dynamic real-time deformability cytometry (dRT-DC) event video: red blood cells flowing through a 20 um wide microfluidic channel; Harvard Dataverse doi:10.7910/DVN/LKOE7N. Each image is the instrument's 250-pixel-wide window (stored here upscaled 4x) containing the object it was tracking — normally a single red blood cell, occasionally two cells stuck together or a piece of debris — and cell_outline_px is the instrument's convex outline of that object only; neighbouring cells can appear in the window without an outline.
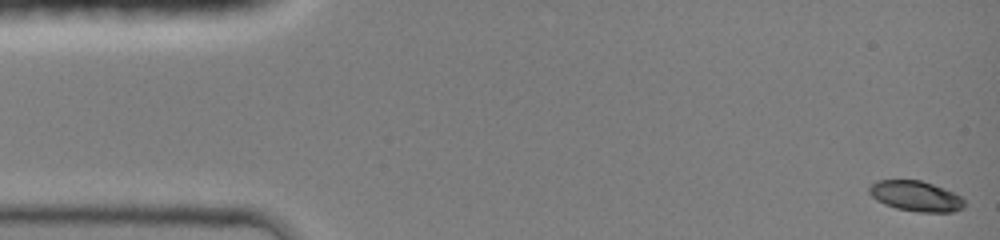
{"species": "common noctule bat (a hibernating species)", "species_latin": "Nyctalus noctula", "temperature_condition": "room temperature", "stored_images_in_passage": 45, "camera_frame_rate_fps": 3000, "um_per_image_px": 0.085, "animal": {"sex": "female", "body_mass_g": 19.0, "forearm_length_mm": 51.5}, "frame": {"image": 1, "passage_image": 1, "time_ms": 0.0, "image_size_px": [1000, 240], "cell_outline_px": [[964, 208], [952, 212], [920, 212], [896, 208], [884, 204], [876, 200], [868, 192], [868, 188], [872, 184], [880, 180], [920, 180], [932, 184], [952, 192], [960, 196], [964, 200]], "centroid_in_image_um": [77.83, 16.67], "position_along_channel_um": 7.2, "area_um2": 16.7}}
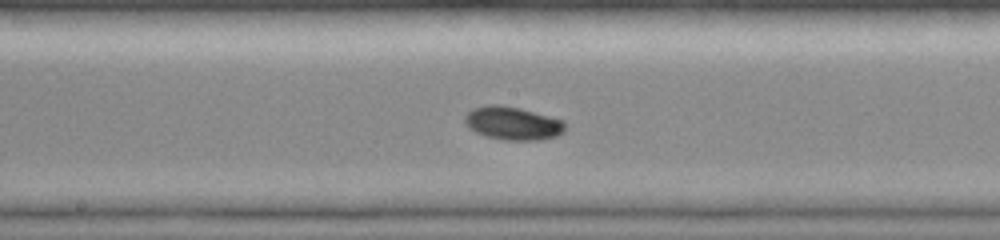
{"frame": {"image": 2, "passage_image": 24, "time_ms": 7.667, "image_size_px": [1000, 240], "cell_outline_px": [[564, 132], [556, 136], [540, 140], [504, 140], [488, 136], [476, 132], [468, 128], [464, 124], [464, 116], [472, 108], [492, 104], [500, 104], [520, 108], [564, 120]], "centroid_in_image_um": [43.56, 10.47], "position_along_channel_um": 204.6, "area_um2": 19.48}}
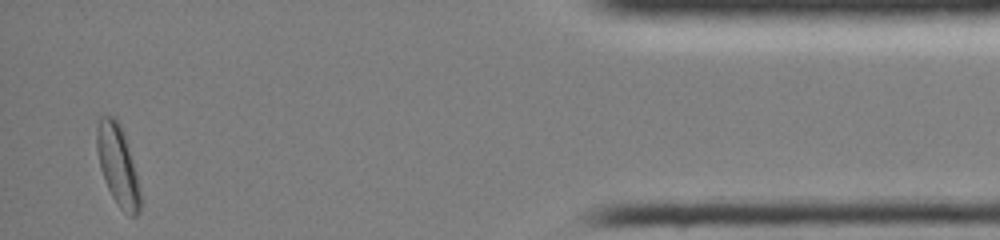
{"frame": {"image": 3, "passage_image": 44, "time_ms": 14.333, "image_size_px": [1000, 240], "cell_outline_px": [[140, 212], [136, 216], [132, 216], [124, 212], [120, 208], [112, 196], [104, 180], [100, 168], [96, 148], [96, 128], [100, 116], [116, 116], [124, 132], [136, 176], [140, 192]], "centroid_in_image_um": [9.98, 14.01], "position_along_channel_um": 425.2, "area_um2": 20.23}, "authors_computed_cell_mechanics": {"area_um2": 18.1492, "velocity_mm_per_s": 4.196, "shape_relaxation_time_tau1_ms": 2.0115, "shape_relaxation_time_tau2_ms": null, "deformation_change_tau1": 0.1266, "deformation_change_tau2": null}}